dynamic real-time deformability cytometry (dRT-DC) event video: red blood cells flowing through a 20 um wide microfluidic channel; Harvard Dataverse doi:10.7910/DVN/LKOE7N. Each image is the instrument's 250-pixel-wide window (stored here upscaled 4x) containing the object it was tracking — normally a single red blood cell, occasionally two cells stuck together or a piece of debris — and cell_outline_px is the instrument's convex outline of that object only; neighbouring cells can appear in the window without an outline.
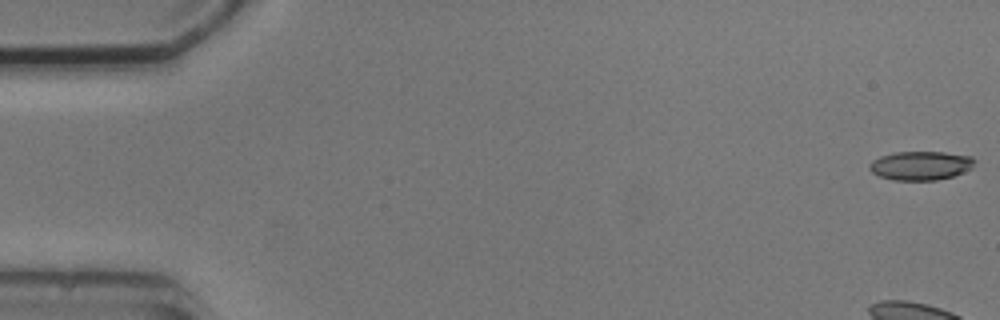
{"species": "common noctule bat (a hibernating species)", "species_latin": "Nyctalus noctula", "temperature_condition": "cold", "stored_images_in_passage": 6, "camera_frame_rate_fps": 3000, "um_per_image_px": 0.085, "animal": {"sex": "male", "body_mass_g": 20.5, "forearm_length_mm": 52.5}, "frame": {"image": 1, "passage_image": 1, "time_ms": 0.0, "image_size_px": [1000, 320], "cell_outline_px": [[976, 160], [972, 168], [964, 172], [952, 176], [936, 180], [892, 180], [880, 176], [872, 172], [868, 168], [868, 164], [872, 160], [880, 156], [896, 152], [944, 152], [972, 156]], "centroid_in_image_um": [78.26, 14.07], "position_along_channel_um": 6.7, "area_um2": 17.8}}